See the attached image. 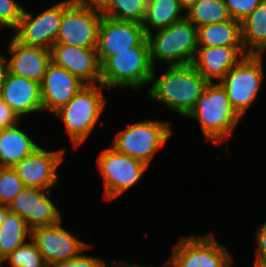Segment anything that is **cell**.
<instances>
[{"instance_id": "cell-25", "label": "cell", "mask_w": 266, "mask_h": 267, "mask_svg": "<svg viewBox=\"0 0 266 267\" xmlns=\"http://www.w3.org/2000/svg\"><path fill=\"white\" fill-rule=\"evenodd\" d=\"M31 238V229L24 218L9 211L0 225V258L7 257Z\"/></svg>"}, {"instance_id": "cell-10", "label": "cell", "mask_w": 266, "mask_h": 267, "mask_svg": "<svg viewBox=\"0 0 266 267\" xmlns=\"http://www.w3.org/2000/svg\"><path fill=\"white\" fill-rule=\"evenodd\" d=\"M73 2L63 0L36 17L24 9L19 25L14 30V38L21 44L50 50L56 43L63 13Z\"/></svg>"}, {"instance_id": "cell-20", "label": "cell", "mask_w": 266, "mask_h": 267, "mask_svg": "<svg viewBox=\"0 0 266 267\" xmlns=\"http://www.w3.org/2000/svg\"><path fill=\"white\" fill-rule=\"evenodd\" d=\"M246 56L244 46L198 47L192 66L208 83L223 77Z\"/></svg>"}, {"instance_id": "cell-37", "label": "cell", "mask_w": 266, "mask_h": 267, "mask_svg": "<svg viewBox=\"0 0 266 267\" xmlns=\"http://www.w3.org/2000/svg\"><path fill=\"white\" fill-rule=\"evenodd\" d=\"M181 8L184 11H188L198 0H178Z\"/></svg>"}, {"instance_id": "cell-27", "label": "cell", "mask_w": 266, "mask_h": 267, "mask_svg": "<svg viewBox=\"0 0 266 267\" xmlns=\"http://www.w3.org/2000/svg\"><path fill=\"white\" fill-rule=\"evenodd\" d=\"M148 0H108L100 9L103 16L118 20L143 23Z\"/></svg>"}, {"instance_id": "cell-24", "label": "cell", "mask_w": 266, "mask_h": 267, "mask_svg": "<svg viewBox=\"0 0 266 267\" xmlns=\"http://www.w3.org/2000/svg\"><path fill=\"white\" fill-rule=\"evenodd\" d=\"M178 0H148L142 26L147 34L166 28L186 17ZM182 13V14H181Z\"/></svg>"}, {"instance_id": "cell-43", "label": "cell", "mask_w": 266, "mask_h": 267, "mask_svg": "<svg viewBox=\"0 0 266 267\" xmlns=\"http://www.w3.org/2000/svg\"><path fill=\"white\" fill-rule=\"evenodd\" d=\"M5 262V259L4 258H0V267H2V263Z\"/></svg>"}, {"instance_id": "cell-40", "label": "cell", "mask_w": 266, "mask_h": 267, "mask_svg": "<svg viewBox=\"0 0 266 267\" xmlns=\"http://www.w3.org/2000/svg\"><path fill=\"white\" fill-rule=\"evenodd\" d=\"M253 267H266V263L255 261Z\"/></svg>"}, {"instance_id": "cell-18", "label": "cell", "mask_w": 266, "mask_h": 267, "mask_svg": "<svg viewBox=\"0 0 266 267\" xmlns=\"http://www.w3.org/2000/svg\"><path fill=\"white\" fill-rule=\"evenodd\" d=\"M7 44L11 54V58H7L8 72L41 83L51 63L50 50L21 44L14 37Z\"/></svg>"}, {"instance_id": "cell-30", "label": "cell", "mask_w": 266, "mask_h": 267, "mask_svg": "<svg viewBox=\"0 0 266 267\" xmlns=\"http://www.w3.org/2000/svg\"><path fill=\"white\" fill-rule=\"evenodd\" d=\"M23 11L24 7L15 0H0V26L15 30Z\"/></svg>"}, {"instance_id": "cell-28", "label": "cell", "mask_w": 266, "mask_h": 267, "mask_svg": "<svg viewBox=\"0 0 266 267\" xmlns=\"http://www.w3.org/2000/svg\"><path fill=\"white\" fill-rule=\"evenodd\" d=\"M25 242L5 257L10 267H49L35 242Z\"/></svg>"}, {"instance_id": "cell-17", "label": "cell", "mask_w": 266, "mask_h": 267, "mask_svg": "<svg viewBox=\"0 0 266 267\" xmlns=\"http://www.w3.org/2000/svg\"><path fill=\"white\" fill-rule=\"evenodd\" d=\"M86 84L51 62L40 83L42 108L53 114L65 106Z\"/></svg>"}, {"instance_id": "cell-14", "label": "cell", "mask_w": 266, "mask_h": 267, "mask_svg": "<svg viewBox=\"0 0 266 267\" xmlns=\"http://www.w3.org/2000/svg\"><path fill=\"white\" fill-rule=\"evenodd\" d=\"M146 37L141 24L102 16L96 47L100 64L117 52L128 51V48L138 46Z\"/></svg>"}, {"instance_id": "cell-8", "label": "cell", "mask_w": 266, "mask_h": 267, "mask_svg": "<svg viewBox=\"0 0 266 267\" xmlns=\"http://www.w3.org/2000/svg\"><path fill=\"white\" fill-rule=\"evenodd\" d=\"M97 158L104 181V197L113 200L140 181L148 166L128 155L117 152L112 146L103 149Z\"/></svg>"}, {"instance_id": "cell-23", "label": "cell", "mask_w": 266, "mask_h": 267, "mask_svg": "<svg viewBox=\"0 0 266 267\" xmlns=\"http://www.w3.org/2000/svg\"><path fill=\"white\" fill-rule=\"evenodd\" d=\"M241 23L246 55H262L266 50V0H263Z\"/></svg>"}, {"instance_id": "cell-31", "label": "cell", "mask_w": 266, "mask_h": 267, "mask_svg": "<svg viewBox=\"0 0 266 267\" xmlns=\"http://www.w3.org/2000/svg\"><path fill=\"white\" fill-rule=\"evenodd\" d=\"M263 0H224L232 19L242 22Z\"/></svg>"}, {"instance_id": "cell-41", "label": "cell", "mask_w": 266, "mask_h": 267, "mask_svg": "<svg viewBox=\"0 0 266 267\" xmlns=\"http://www.w3.org/2000/svg\"><path fill=\"white\" fill-rule=\"evenodd\" d=\"M162 267H173L168 261H166L165 265H163Z\"/></svg>"}, {"instance_id": "cell-38", "label": "cell", "mask_w": 266, "mask_h": 267, "mask_svg": "<svg viewBox=\"0 0 266 267\" xmlns=\"http://www.w3.org/2000/svg\"><path fill=\"white\" fill-rule=\"evenodd\" d=\"M10 211L9 205L0 203V225L5 220L7 213Z\"/></svg>"}, {"instance_id": "cell-33", "label": "cell", "mask_w": 266, "mask_h": 267, "mask_svg": "<svg viewBox=\"0 0 266 267\" xmlns=\"http://www.w3.org/2000/svg\"><path fill=\"white\" fill-rule=\"evenodd\" d=\"M19 116L0 98V128L15 126L20 122Z\"/></svg>"}, {"instance_id": "cell-42", "label": "cell", "mask_w": 266, "mask_h": 267, "mask_svg": "<svg viewBox=\"0 0 266 267\" xmlns=\"http://www.w3.org/2000/svg\"><path fill=\"white\" fill-rule=\"evenodd\" d=\"M4 168H5V166L0 162V174L3 171Z\"/></svg>"}, {"instance_id": "cell-29", "label": "cell", "mask_w": 266, "mask_h": 267, "mask_svg": "<svg viewBox=\"0 0 266 267\" xmlns=\"http://www.w3.org/2000/svg\"><path fill=\"white\" fill-rule=\"evenodd\" d=\"M25 187L13 167H5L0 174V203L9 205Z\"/></svg>"}, {"instance_id": "cell-13", "label": "cell", "mask_w": 266, "mask_h": 267, "mask_svg": "<svg viewBox=\"0 0 266 267\" xmlns=\"http://www.w3.org/2000/svg\"><path fill=\"white\" fill-rule=\"evenodd\" d=\"M64 152L63 149L47 151L39 146L13 168L25 187L51 190L58 182L57 168Z\"/></svg>"}, {"instance_id": "cell-34", "label": "cell", "mask_w": 266, "mask_h": 267, "mask_svg": "<svg viewBox=\"0 0 266 267\" xmlns=\"http://www.w3.org/2000/svg\"><path fill=\"white\" fill-rule=\"evenodd\" d=\"M255 237L257 242L255 261L266 263V222L257 228Z\"/></svg>"}, {"instance_id": "cell-36", "label": "cell", "mask_w": 266, "mask_h": 267, "mask_svg": "<svg viewBox=\"0 0 266 267\" xmlns=\"http://www.w3.org/2000/svg\"><path fill=\"white\" fill-rule=\"evenodd\" d=\"M7 71V58L0 53V85L4 81Z\"/></svg>"}, {"instance_id": "cell-15", "label": "cell", "mask_w": 266, "mask_h": 267, "mask_svg": "<svg viewBox=\"0 0 266 267\" xmlns=\"http://www.w3.org/2000/svg\"><path fill=\"white\" fill-rule=\"evenodd\" d=\"M50 191L24 187L9 204L10 211L24 218L31 230L40 226L54 225L62 219L59 210L49 199Z\"/></svg>"}, {"instance_id": "cell-16", "label": "cell", "mask_w": 266, "mask_h": 267, "mask_svg": "<svg viewBox=\"0 0 266 267\" xmlns=\"http://www.w3.org/2000/svg\"><path fill=\"white\" fill-rule=\"evenodd\" d=\"M50 53L51 62L66 69L85 84H100V62L96 47L54 44Z\"/></svg>"}, {"instance_id": "cell-9", "label": "cell", "mask_w": 266, "mask_h": 267, "mask_svg": "<svg viewBox=\"0 0 266 267\" xmlns=\"http://www.w3.org/2000/svg\"><path fill=\"white\" fill-rule=\"evenodd\" d=\"M172 250L167 261L173 267H230L233 264L231 254L213 234L183 237Z\"/></svg>"}, {"instance_id": "cell-32", "label": "cell", "mask_w": 266, "mask_h": 267, "mask_svg": "<svg viewBox=\"0 0 266 267\" xmlns=\"http://www.w3.org/2000/svg\"><path fill=\"white\" fill-rule=\"evenodd\" d=\"M49 267H110L105 261L97 259L91 255L81 254V252L71 260L60 261Z\"/></svg>"}, {"instance_id": "cell-22", "label": "cell", "mask_w": 266, "mask_h": 267, "mask_svg": "<svg viewBox=\"0 0 266 267\" xmlns=\"http://www.w3.org/2000/svg\"><path fill=\"white\" fill-rule=\"evenodd\" d=\"M198 47L243 46L242 23L230 19L197 28Z\"/></svg>"}, {"instance_id": "cell-39", "label": "cell", "mask_w": 266, "mask_h": 267, "mask_svg": "<svg viewBox=\"0 0 266 267\" xmlns=\"http://www.w3.org/2000/svg\"><path fill=\"white\" fill-rule=\"evenodd\" d=\"M113 265V267H149V266H140V265H134V264H129V263H124V262H115V263H112ZM115 264V265H114ZM151 267V266H150ZM160 267H162V266H160Z\"/></svg>"}, {"instance_id": "cell-1", "label": "cell", "mask_w": 266, "mask_h": 267, "mask_svg": "<svg viewBox=\"0 0 266 267\" xmlns=\"http://www.w3.org/2000/svg\"><path fill=\"white\" fill-rule=\"evenodd\" d=\"M155 69L150 82L154 84L148 90L149 96L166 105L169 110L186 117L208 82L192 64L169 66L160 78L155 74Z\"/></svg>"}, {"instance_id": "cell-3", "label": "cell", "mask_w": 266, "mask_h": 267, "mask_svg": "<svg viewBox=\"0 0 266 267\" xmlns=\"http://www.w3.org/2000/svg\"><path fill=\"white\" fill-rule=\"evenodd\" d=\"M154 67L147 37L128 51L117 52L100 64V83L104 87L124 86L137 90L151 82Z\"/></svg>"}, {"instance_id": "cell-26", "label": "cell", "mask_w": 266, "mask_h": 267, "mask_svg": "<svg viewBox=\"0 0 266 267\" xmlns=\"http://www.w3.org/2000/svg\"><path fill=\"white\" fill-rule=\"evenodd\" d=\"M186 18L197 28L232 19L224 0H198L187 11Z\"/></svg>"}, {"instance_id": "cell-4", "label": "cell", "mask_w": 266, "mask_h": 267, "mask_svg": "<svg viewBox=\"0 0 266 267\" xmlns=\"http://www.w3.org/2000/svg\"><path fill=\"white\" fill-rule=\"evenodd\" d=\"M150 58L168 66L192 64L198 49L197 27L186 17L174 24L147 34Z\"/></svg>"}, {"instance_id": "cell-2", "label": "cell", "mask_w": 266, "mask_h": 267, "mask_svg": "<svg viewBox=\"0 0 266 267\" xmlns=\"http://www.w3.org/2000/svg\"><path fill=\"white\" fill-rule=\"evenodd\" d=\"M187 118L196 119L206 140L221 144L239 125L241 117L232 108L225 88L208 83Z\"/></svg>"}, {"instance_id": "cell-21", "label": "cell", "mask_w": 266, "mask_h": 267, "mask_svg": "<svg viewBox=\"0 0 266 267\" xmlns=\"http://www.w3.org/2000/svg\"><path fill=\"white\" fill-rule=\"evenodd\" d=\"M17 126L0 128V162L5 167H14L39 147Z\"/></svg>"}, {"instance_id": "cell-19", "label": "cell", "mask_w": 266, "mask_h": 267, "mask_svg": "<svg viewBox=\"0 0 266 267\" xmlns=\"http://www.w3.org/2000/svg\"><path fill=\"white\" fill-rule=\"evenodd\" d=\"M0 98L21 118L43 111L40 83L6 72L0 85Z\"/></svg>"}, {"instance_id": "cell-35", "label": "cell", "mask_w": 266, "mask_h": 267, "mask_svg": "<svg viewBox=\"0 0 266 267\" xmlns=\"http://www.w3.org/2000/svg\"><path fill=\"white\" fill-rule=\"evenodd\" d=\"M73 1L83 6L101 9L107 3L108 0H73Z\"/></svg>"}, {"instance_id": "cell-7", "label": "cell", "mask_w": 266, "mask_h": 267, "mask_svg": "<svg viewBox=\"0 0 266 267\" xmlns=\"http://www.w3.org/2000/svg\"><path fill=\"white\" fill-rule=\"evenodd\" d=\"M262 55H246L219 82L232 108L242 118L257 98L263 77Z\"/></svg>"}, {"instance_id": "cell-11", "label": "cell", "mask_w": 266, "mask_h": 267, "mask_svg": "<svg viewBox=\"0 0 266 267\" xmlns=\"http://www.w3.org/2000/svg\"><path fill=\"white\" fill-rule=\"evenodd\" d=\"M102 16L100 9L73 2L63 13L55 44L97 47Z\"/></svg>"}, {"instance_id": "cell-5", "label": "cell", "mask_w": 266, "mask_h": 267, "mask_svg": "<svg viewBox=\"0 0 266 267\" xmlns=\"http://www.w3.org/2000/svg\"><path fill=\"white\" fill-rule=\"evenodd\" d=\"M103 88L101 83L86 84L65 106L54 113L63 120L65 131L74 147H78L90 136L105 109L106 100L101 91Z\"/></svg>"}, {"instance_id": "cell-6", "label": "cell", "mask_w": 266, "mask_h": 267, "mask_svg": "<svg viewBox=\"0 0 266 267\" xmlns=\"http://www.w3.org/2000/svg\"><path fill=\"white\" fill-rule=\"evenodd\" d=\"M128 126L118 132L112 147L117 152L149 166L154 154L165 145L172 135L170 122L147 119Z\"/></svg>"}, {"instance_id": "cell-12", "label": "cell", "mask_w": 266, "mask_h": 267, "mask_svg": "<svg viewBox=\"0 0 266 267\" xmlns=\"http://www.w3.org/2000/svg\"><path fill=\"white\" fill-rule=\"evenodd\" d=\"M61 220L50 226H40L31 230V239L48 266L54 263L71 260L80 252L90 248L89 245L74 237L62 228Z\"/></svg>"}]
</instances>
